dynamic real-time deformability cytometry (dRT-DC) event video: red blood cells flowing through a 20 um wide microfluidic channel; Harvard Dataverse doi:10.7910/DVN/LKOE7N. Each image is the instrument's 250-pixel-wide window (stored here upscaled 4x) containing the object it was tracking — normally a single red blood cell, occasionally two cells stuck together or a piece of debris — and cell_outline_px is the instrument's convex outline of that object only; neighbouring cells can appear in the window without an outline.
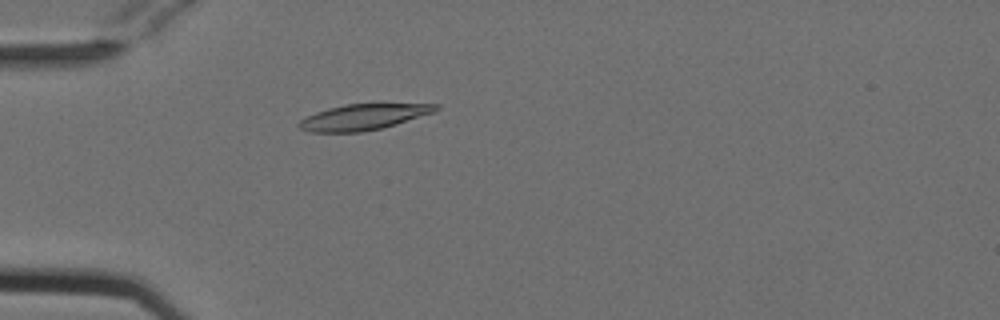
{"species": "Egyptian fruit bat (a non-hibernating species)", "species_latin": "Rousettus aegyptiacus", "temperature_condition": "cold", "stored_images_in_passage": 40, "camera_frame_rate_fps": 3000, "um_per_image_px": 0.085, "animal": {"sex": "female"}, "frame": {"image": 1, "passage_image": 2, "time_ms": 0.333, "image_size_px": [1000, 320], "cell_outline_px": [[440, 108], [432, 112], [380, 128], [360, 132], [312, 132], [300, 128], [296, 124], [300, 120], [316, 112], [328, 108], [344, 104], [380, 100], [440, 104]], "centroid_in_image_um": [30.96, 9.86], "position_along_channel_um": 54.0, "area_um2": 21.44}}
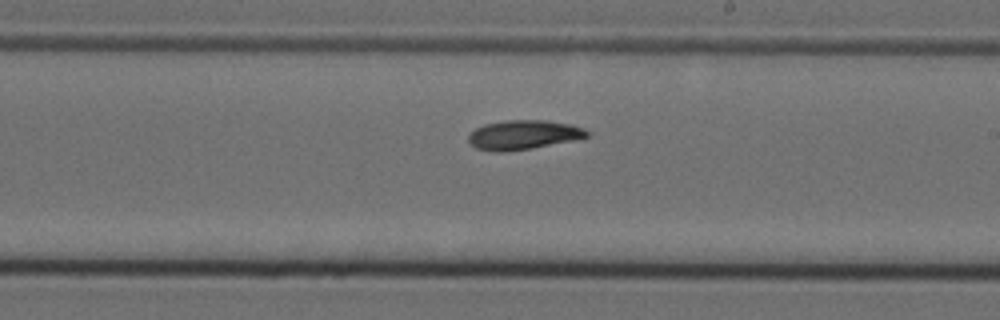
{"frame": {"image": 2, "passage_image": 18, "time_ms": 5.667, "image_size_px": [1000, 320], "cell_outline_px": [[588, 136], [572, 140], [532, 148], [508, 152], [488, 152], [476, 148], [468, 140], [468, 136], [476, 128], [484, 124], [504, 120], [544, 120], [572, 124], [584, 128], [588, 132]], "centroid_in_image_um": [44.45, 11.46], "position_along_channel_um": 244.5, "area_um2": 20.29}}
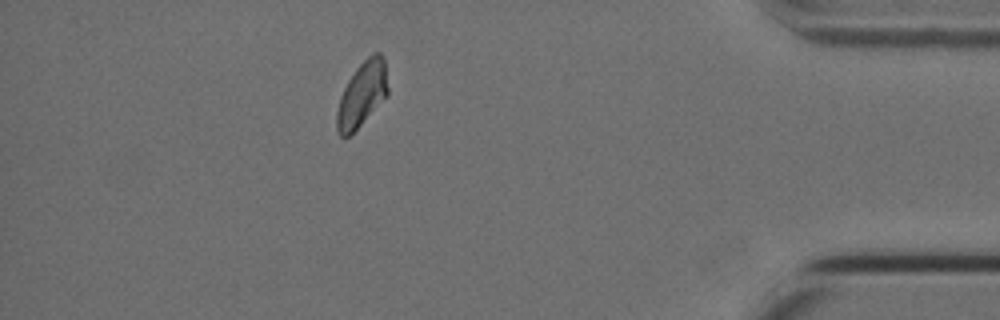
{"frame": {"image": 3, "passage_image": 34, "time_ms": 11.0, "image_size_px": [1000, 320], "cell_outline_px": [[388, 92], [360, 124], [348, 136], [340, 136], [336, 128], [336, 112], [340, 96], [348, 80], [356, 68], [372, 52], [380, 52], [384, 60], [388, 88]], "centroid_in_image_um": [30.74, 7.97], "position_along_channel_um": 404.5, "area_um2": 18.73}, "authors_computed_cell_mechanics": {"area_um2": 19.7676, "velocity_mm_per_s": 3.7716, "shape_relaxation_time_tau1_ms": 3.6363, "shape_relaxation_time_tau2_ms": null, "deformation_change_tau1": 0.1268, "deformation_change_tau2": null}}